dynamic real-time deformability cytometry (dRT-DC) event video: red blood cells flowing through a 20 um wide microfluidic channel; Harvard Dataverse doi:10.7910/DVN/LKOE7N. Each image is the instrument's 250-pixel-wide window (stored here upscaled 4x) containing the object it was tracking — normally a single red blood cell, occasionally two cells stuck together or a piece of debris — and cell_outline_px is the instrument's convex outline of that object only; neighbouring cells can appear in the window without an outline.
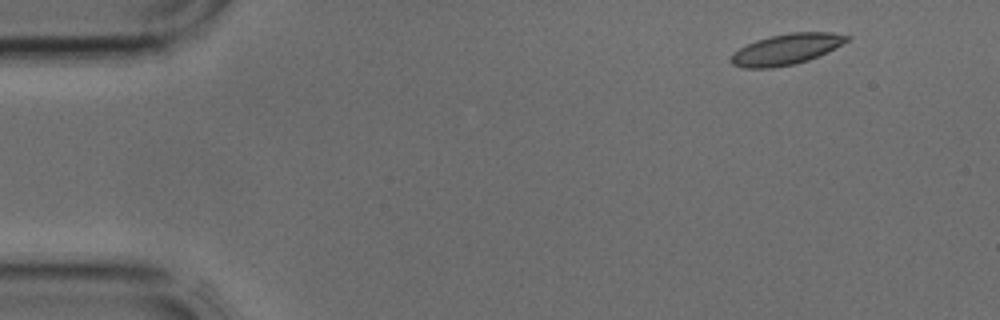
{"species": "common noctule bat (a hibernating species)", "species_latin": "Nyctalus noctula", "temperature_condition": "cold", "stored_images_in_passage": 3, "camera_frame_rate_fps": 3000, "um_per_image_px": 0.085, "animal": {"sex": "male", "body_mass_g": 17.9, "forearm_length_mm": 54.2}, "frame": {"image": 1, "passage_image": 1, "time_ms": 0.0, "image_size_px": [1000, 320], "cell_outline_px": [[852, 40], [808, 60], [792, 64], [772, 68], [744, 68], [732, 64], [728, 60], [732, 52], [756, 40], [768, 36], [788, 32], [832, 32], [852, 36]], "centroid_in_image_um": [66.84, 4.17], "position_along_channel_um": 18.2, "area_um2": 20.98}}
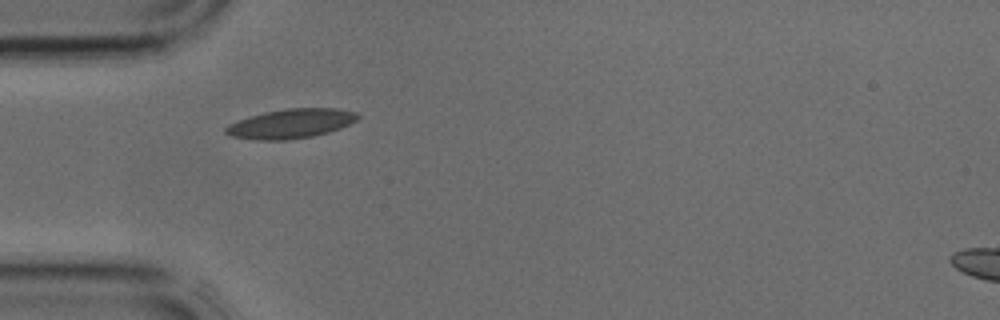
{"frame": {"image": 2, "passage_image": 3, "time_ms": 0.667, "image_size_px": [1000, 320], "cell_outline_px": [[360, 116], [356, 120], [340, 128], [328, 132], [312, 136], [288, 140], [256, 140], [232, 136], [224, 132], [224, 128], [228, 124], [264, 112], [288, 108], [336, 108], [356, 112]], "centroid_in_image_um": [24.72, 10.51], "position_along_channel_um": 60.3, "area_um2": 22.43}}